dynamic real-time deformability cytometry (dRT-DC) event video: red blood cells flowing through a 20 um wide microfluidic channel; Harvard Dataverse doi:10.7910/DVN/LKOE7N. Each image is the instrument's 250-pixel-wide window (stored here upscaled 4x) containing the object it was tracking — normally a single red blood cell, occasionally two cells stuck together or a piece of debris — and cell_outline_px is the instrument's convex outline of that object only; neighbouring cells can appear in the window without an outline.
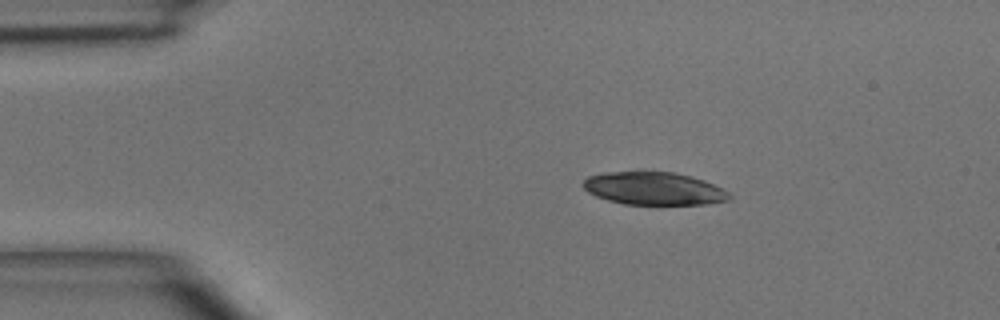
{"species": "common noctule bat (a hibernating species)", "species_latin": "Nyctalus noctula", "temperature_condition": "room temperature", "stored_images_in_passage": 2, "camera_frame_rate_fps": 3000, "um_per_image_px": 0.085, "animal": {"sex": "male", "body_mass_g": 15.6}, "frame": {"image": 1, "passage_image": 1, "time_ms": 0.0, "image_size_px": [1000, 320], "cell_outline_px": [[732, 200], [708, 204], [624, 204], [608, 200], [596, 196], [588, 192], [584, 188], [584, 180], [588, 176], [604, 172], [676, 172], [692, 176], [704, 180], [732, 192]], "centroid_in_image_um": [55.65, 16.02], "position_along_channel_um": 29.3, "area_um2": 28.15}}